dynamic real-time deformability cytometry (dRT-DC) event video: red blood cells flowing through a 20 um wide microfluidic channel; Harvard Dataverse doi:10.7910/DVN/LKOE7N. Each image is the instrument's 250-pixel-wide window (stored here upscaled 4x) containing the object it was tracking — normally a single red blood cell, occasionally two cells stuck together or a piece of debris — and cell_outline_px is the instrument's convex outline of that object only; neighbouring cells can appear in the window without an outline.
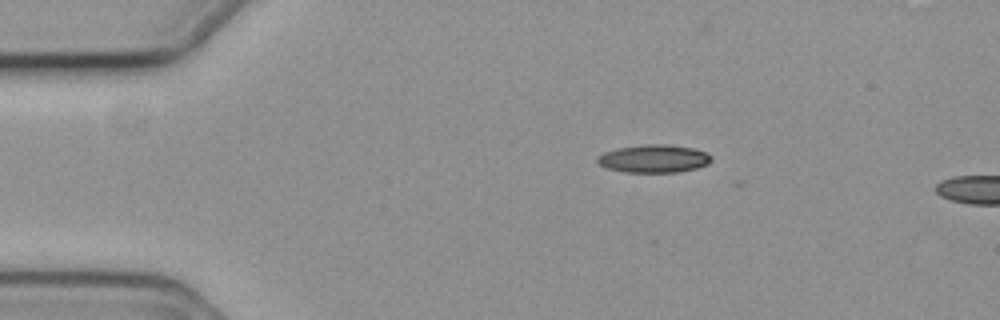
{"species": "common noctule bat (a hibernating species)", "species_latin": "Nyctalus noctula", "temperature_condition": "cold", "stored_images_in_passage": 5, "camera_frame_rate_fps": 3000, "um_per_image_px": 0.085, "animal": {"sex": "female", "body_mass_g": 19.3, "forearm_length_mm": 54.1}, "frame": {"image": 1, "passage_image": 1, "time_ms": 0.0, "image_size_px": [1000, 320], "cell_outline_px": [[712, 160], [708, 164], [696, 168], [680, 172], [624, 172], [604, 168], [596, 160], [596, 156], [604, 152], [620, 148], [648, 144], [668, 144], [692, 148], [704, 152], [712, 156]], "centroid_in_image_um": [55.56, 13.49], "position_along_channel_um": 29.4, "area_um2": 18.55}}